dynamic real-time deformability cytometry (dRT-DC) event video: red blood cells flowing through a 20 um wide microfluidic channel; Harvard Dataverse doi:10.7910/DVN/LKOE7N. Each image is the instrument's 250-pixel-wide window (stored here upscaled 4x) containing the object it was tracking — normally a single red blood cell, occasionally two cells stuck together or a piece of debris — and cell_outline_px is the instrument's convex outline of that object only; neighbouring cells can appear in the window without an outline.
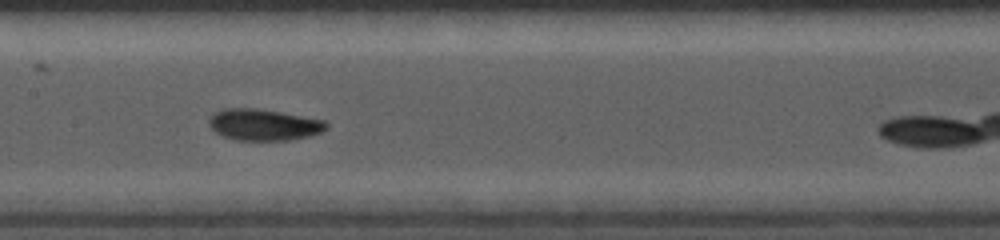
{"species": "common noctule bat (a hibernating species)", "species_latin": "Nyctalus noctula", "temperature_condition": "cold", "stored_images_in_passage": 29, "camera_frame_rate_fps": 5000, "um_per_image_px": 0.085, "animal": {"sex": "female", "body_mass_g": 19.0, "forearm_length_mm": 56.7}, "frame": {"image": 1, "passage_image": 16, "time_ms": 3.0, "image_size_px": [1000, 240], "cell_outline_px": [[328, 128], [320, 132], [308, 136], [288, 140], [236, 140], [224, 136], [216, 132], [208, 124], [208, 120], [216, 112], [224, 108], [256, 108], [280, 112], [324, 120], [328, 124]], "centroid_in_image_um": [22.41, 10.6], "position_along_channel_um": 185.0, "area_um2": 21.27}}
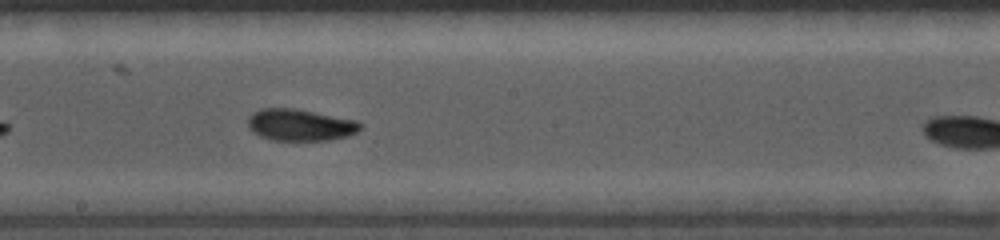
{"frame": {"image": 2, "passage_image": 20, "time_ms": 3.8, "image_size_px": [1000, 240], "cell_outline_px": [[364, 124], [356, 132], [348, 136], [328, 140], [272, 140], [260, 136], [252, 132], [248, 128], [248, 116], [252, 112], [260, 108], [292, 108], [356, 120]], "centroid_in_image_um": [25.48, 10.62], "position_along_channel_um": 222.7, "area_um2": 20.81}}